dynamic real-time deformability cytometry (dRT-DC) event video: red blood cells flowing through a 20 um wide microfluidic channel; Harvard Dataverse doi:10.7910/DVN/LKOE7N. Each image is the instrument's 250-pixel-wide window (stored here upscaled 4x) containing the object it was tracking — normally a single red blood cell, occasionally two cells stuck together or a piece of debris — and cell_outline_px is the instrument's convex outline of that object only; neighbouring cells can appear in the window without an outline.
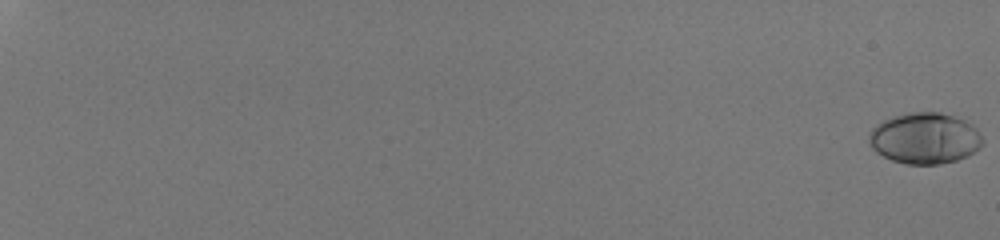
{"species": "human", "species_latin": "Homo sapiens", "temperature_condition": "room temperature", "stored_images_in_passage": 47, "camera_frame_rate_fps": 3000, "um_per_image_px": 0.085, "donor": {"sex": "male"}, "frame": {"image": 1, "passage_image": 1, "time_ms": 0.0, "image_size_px": [1000, 240], "cell_outline_px": [[984, 144], [980, 148], [968, 156], [956, 160], [940, 164], [908, 164], [892, 160], [876, 152], [872, 148], [868, 140], [868, 132], [876, 124], [892, 116], [908, 112], [940, 112], [964, 120], [972, 124], [976, 128], [984, 140]], "centroid_in_image_um": [78.61, 11.75], "position_along_channel_um": 6.4, "area_um2": 34.1}}
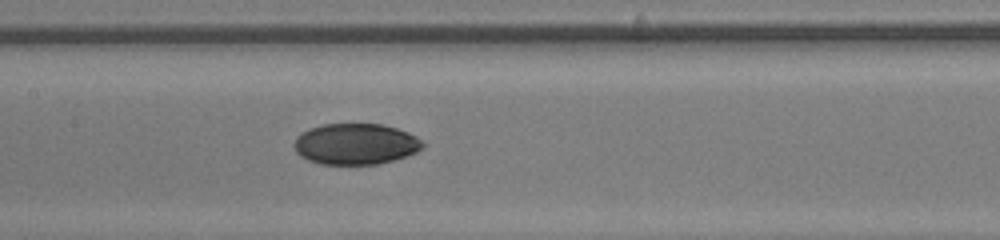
{"frame": {"image": 2, "passage_image": 34, "time_ms": 11.0, "image_size_px": [1000, 240], "cell_outline_px": [[424, 148], [416, 152], [392, 160], [376, 164], [320, 164], [308, 160], [300, 156], [296, 152], [292, 144], [296, 136], [300, 132], [308, 128], [320, 124], [384, 124], [408, 132], [416, 136], [424, 144]], "centroid_in_image_um": [30.17, 12.23], "position_along_channel_um": 177.2, "area_um2": 30.98}}
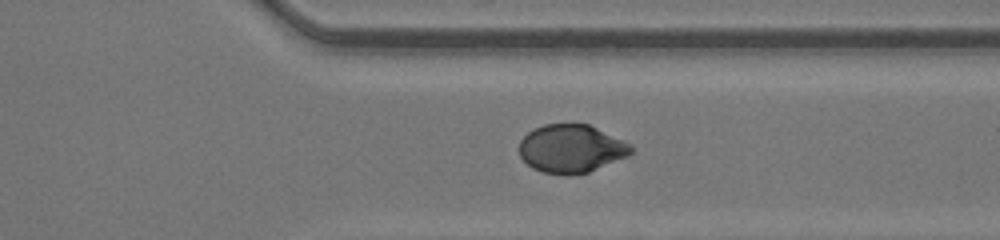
{"frame": {"image": 3, "passage_image": 47, "time_ms": 15.333, "image_size_px": [1000, 240], "cell_outline_px": [[632, 152], [628, 156], [588, 172], [568, 176], [544, 172], [532, 168], [520, 156], [520, 140], [528, 132], [544, 124], [588, 124], [632, 144]], "centroid_in_image_um": [48.56, 12.64], "position_along_channel_um": 362.8, "area_um2": 31.27}}